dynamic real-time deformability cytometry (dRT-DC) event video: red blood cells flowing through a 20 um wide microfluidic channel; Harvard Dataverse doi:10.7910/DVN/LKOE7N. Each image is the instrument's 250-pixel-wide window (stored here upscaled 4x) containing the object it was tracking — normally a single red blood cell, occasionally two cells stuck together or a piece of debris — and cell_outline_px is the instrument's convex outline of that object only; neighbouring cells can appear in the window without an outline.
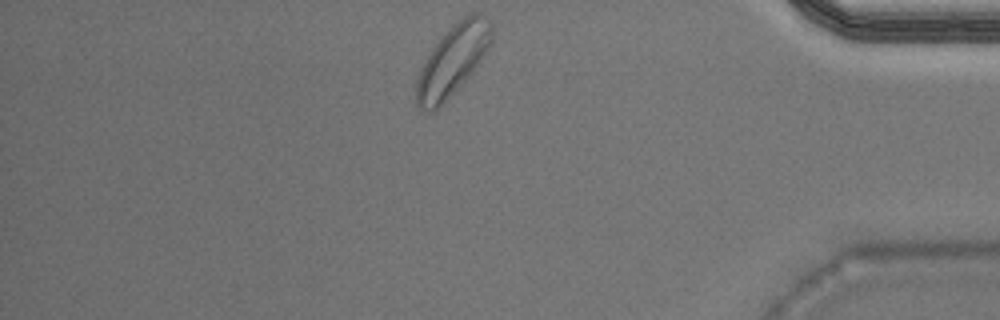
{"species": "Egyptian fruit bat (a non-hibernating species)", "species_latin": "Rousettus aegyptiacus", "temperature_condition": "warm", "stored_images_in_passage": 28, "camera_frame_rate_fps": 3000, "um_per_image_px": 0.085, "animal": {"sex": "male"}, "frame": {"image": 1, "passage_image": 28, "time_ms": 9.0, "image_size_px": [1000, 320], "cell_outline_px": [[492, 44], [472, 72], [440, 108], [432, 112], [428, 112], [416, 108], [416, 84], [420, 68], [432, 48], [440, 36], [452, 24], [464, 16], [472, 12], [480, 12], [492, 20]], "centroid_in_image_um": [38.48, 5.11], "position_along_channel_um": 396.7, "area_um2": 31.44}}